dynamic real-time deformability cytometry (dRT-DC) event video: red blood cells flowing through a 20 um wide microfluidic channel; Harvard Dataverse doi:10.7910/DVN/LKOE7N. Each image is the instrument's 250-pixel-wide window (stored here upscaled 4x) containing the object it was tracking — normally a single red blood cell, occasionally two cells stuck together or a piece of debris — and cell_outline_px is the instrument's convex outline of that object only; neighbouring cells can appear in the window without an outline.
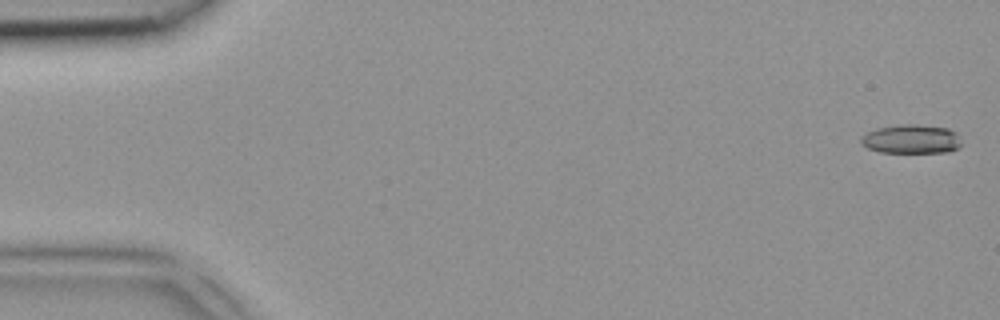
{"species": "common noctule bat (a hibernating species)", "species_latin": "Nyctalus noctula", "temperature_condition": "room temperature", "stored_images_in_passage": 3, "camera_frame_rate_fps": 3000, "um_per_image_px": 0.085, "animal": {"sex": "female", "body_mass_g": 18.4}, "frame": {"image": 1, "passage_image": 1, "time_ms": 0.0, "image_size_px": [1000, 320], "cell_outline_px": [[960, 148], [948, 152], [880, 152], [868, 148], [860, 144], [860, 136], [876, 128], [904, 124], [916, 124], [948, 128], [956, 132], [960, 144]], "centroid_in_image_um": [77.44, 11.82], "position_along_channel_um": 7.6, "area_um2": 16.99}}